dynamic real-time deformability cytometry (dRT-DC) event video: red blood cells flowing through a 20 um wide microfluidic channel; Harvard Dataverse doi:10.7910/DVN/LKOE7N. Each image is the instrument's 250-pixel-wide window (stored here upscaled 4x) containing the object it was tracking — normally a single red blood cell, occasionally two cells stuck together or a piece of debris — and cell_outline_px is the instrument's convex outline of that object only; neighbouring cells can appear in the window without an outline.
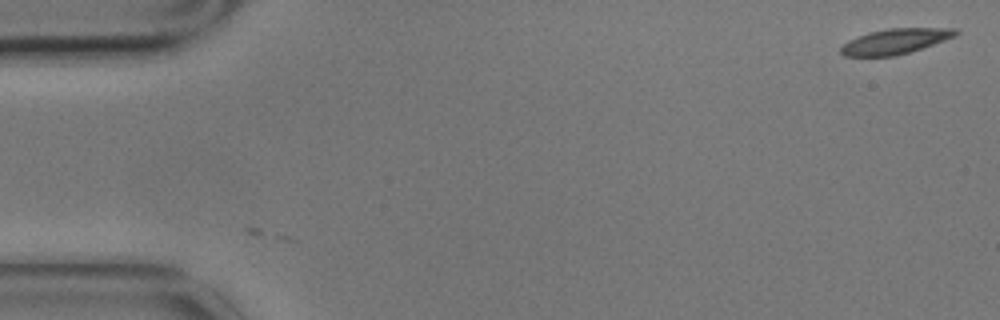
{"species": "common noctule bat (a hibernating species)", "species_latin": "Nyctalus noctula", "temperature_condition": "cold", "stored_images_in_passage": 5, "camera_frame_rate_fps": 3000, "um_per_image_px": 0.085, "animal": {"sex": "male", "body_mass_g": 17.9}, "frame": {"image": 1, "passage_image": 1, "time_ms": 0.0, "image_size_px": [1000, 320], "cell_outline_px": [[960, 32], [956, 36], [896, 56], [844, 56], [840, 52], [840, 48], [848, 40], [868, 32], [888, 28], [956, 28]], "centroid_in_image_um": [76.08, 3.5], "position_along_channel_um": 8.9, "area_um2": 16.82}}
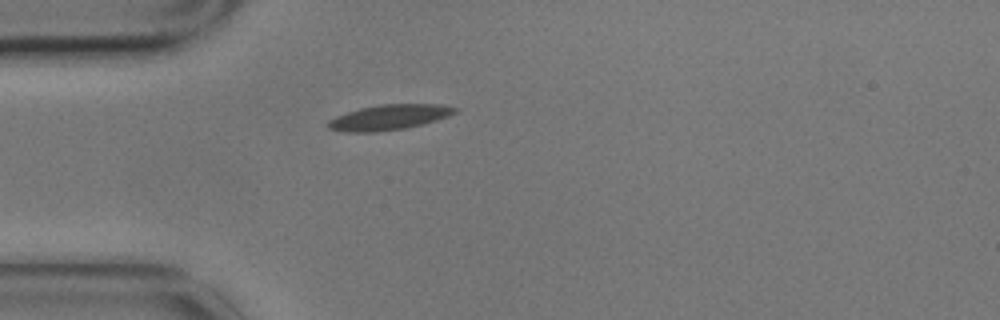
{"frame": {"image": 2, "passage_image": 4, "time_ms": 1.0, "image_size_px": [1000, 320], "cell_outline_px": [[460, 108], [456, 112], [448, 116], [436, 120], [404, 128], [376, 132], [344, 132], [328, 128], [324, 124], [328, 120], [336, 116], [360, 108], [380, 104], [440, 104]], "centroid_in_image_um": [33.04, 9.96], "position_along_channel_um": 52.0, "area_um2": 18.67}}